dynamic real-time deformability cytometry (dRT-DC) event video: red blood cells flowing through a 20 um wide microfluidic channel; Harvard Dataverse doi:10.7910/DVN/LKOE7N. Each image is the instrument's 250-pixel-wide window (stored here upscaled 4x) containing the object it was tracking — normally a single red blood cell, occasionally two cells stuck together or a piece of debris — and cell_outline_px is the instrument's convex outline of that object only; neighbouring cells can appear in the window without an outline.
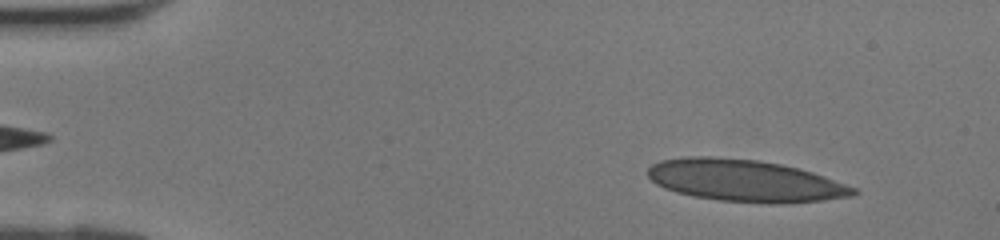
{"species": "human", "species_latin": "Homo sapiens", "temperature_condition": "room temperature", "stored_images_in_passage": 39, "camera_frame_rate_fps": 3000, "um_per_image_px": 0.085, "donor": {"sex": "female"}, "frame": {"image": 1, "passage_image": 3, "time_ms": 0.667, "image_size_px": [1000, 240], "cell_outline_px": [[860, 192], [852, 196], [824, 200], [780, 204], [772, 204], [720, 200], [692, 196], [676, 192], [664, 188], [656, 184], [648, 176], [648, 168], [652, 164], [660, 160], [684, 156], [712, 156], [756, 160], [780, 164], [812, 172], [824, 176], [856, 188]], "centroid_in_image_um": [63.31, 15.36], "position_along_channel_um": 21.7, "area_um2": 50.34}}
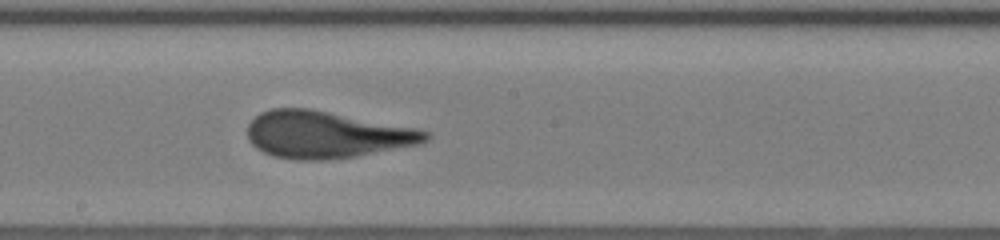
{"frame": {"image": 2, "passage_image": 21, "time_ms": 6.667, "image_size_px": [1000, 240], "cell_outline_px": [[432, 136], [428, 140], [416, 144], [356, 156], [324, 160], [300, 160], [272, 156], [256, 148], [248, 140], [248, 124], [260, 112], [272, 108], [308, 108], [416, 128], [428, 132]], "centroid_in_image_um": [27.7, 11.44], "position_along_channel_um": 220.5, "area_um2": 48.38}}
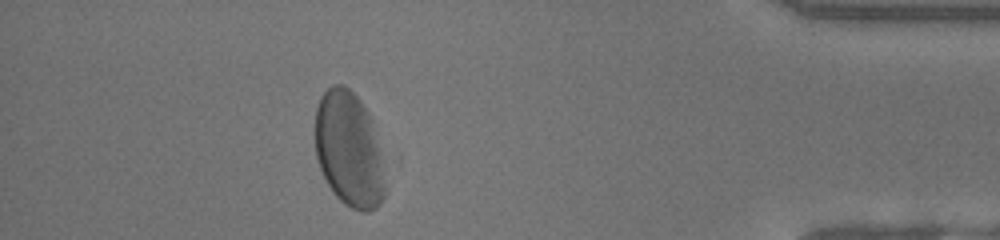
{"frame": {"image": 3, "passage_image": 35, "time_ms": 11.333, "image_size_px": [1000, 240], "cell_outline_px": [[384, 196], [380, 204], [376, 208], [368, 212], [360, 212], [344, 204], [332, 192], [320, 168], [316, 156], [316, 108], [320, 96], [332, 84], [344, 84], [360, 100], [372, 116], [380, 152], [384, 184]], "centroid_in_image_um": [29.66, 12.69], "position_along_channel_um": 405.5, "area_um2": 46.99}}